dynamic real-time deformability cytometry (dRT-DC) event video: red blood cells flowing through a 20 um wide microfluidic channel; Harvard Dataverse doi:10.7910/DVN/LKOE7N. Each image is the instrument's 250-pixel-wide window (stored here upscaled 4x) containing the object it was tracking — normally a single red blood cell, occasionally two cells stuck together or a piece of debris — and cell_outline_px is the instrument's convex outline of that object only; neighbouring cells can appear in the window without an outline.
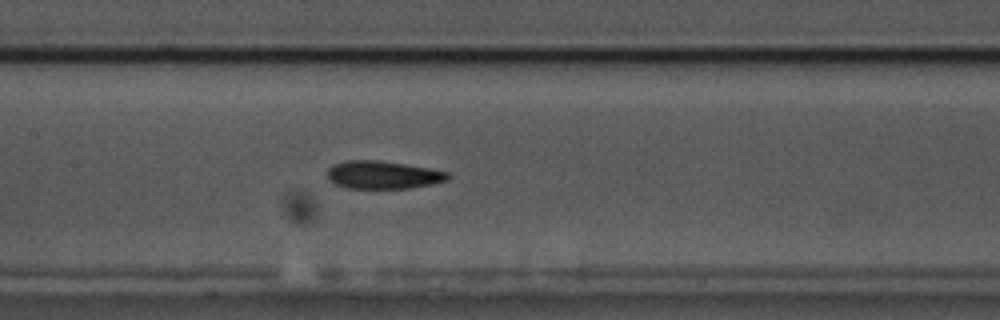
{"species": "common noctule bat (a hibernating species)", "species_latin": "Nyctalus noctula", "temperature_condition": "cold", "stored_images_in_passage": 53, "camera_frame_rate_fps": 3000, "um_per_image_px": 0.085, "animal": {"sex": "male", "body_mass_g": 17.5, "forearm_length_mm": 52.3}, "frame": {"image": 1, "passage_image": 23, "time_ms": 7.333, "image_size_px": [1000, 320], "cell_outline_px": [[448, 180], [432, 184], [408, 188], [348, 188], [336, 184], [328, 180], [328, 168], [332, 164], [344, 160], [376, 160], [404, 164], [428, 168], [448, 172]], "centroid_in_image_um": [32.51, 14.86], "position_along_channel_um": 174.9, "area_um2": 19.48}}
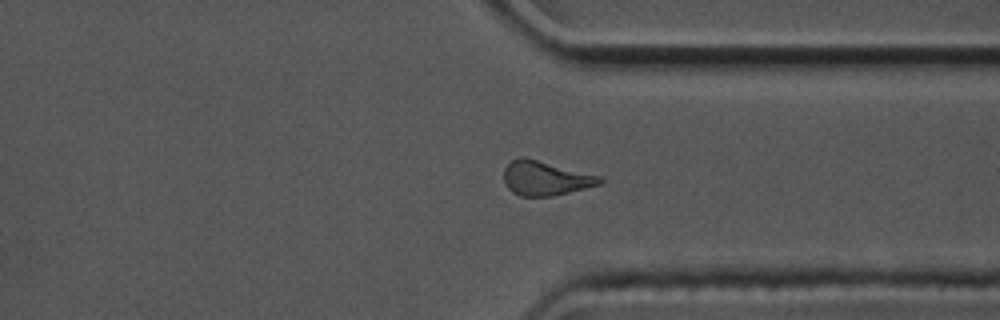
{"frame": {"image": 2, "passage_image": 39, "time_ms": 12.667, "image_size_px": [1000, 320], "cell_outline_px": [[604, 180], [600, 184], [552, 196], [520, 196], [512, 192], [504, 184], [504, 168], [512, 160], [520, 156], [524, 156], [600, 176]], "centroid_in_image_um": [46.32, 15.14], "position_along_channel_um": 365.1, "area_um2": 19.13}}
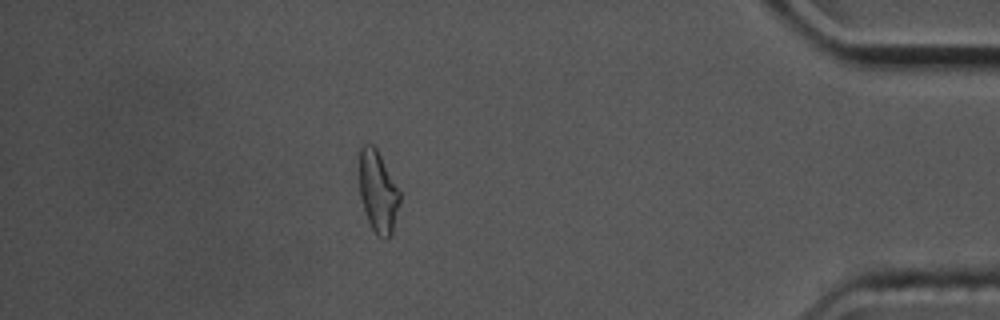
{"frame": {"image": 3, "passage_image": 46, "time_ms": 15.0, "image_size_px": [1000, 320], "cell_outline_px": [[400, 204], [392, 236], [388, 240], [384, 240], [376, 236], [368, 220], [360, 196], [360, 148], [364, 144], [372, 144], [376, 148], [400, 188]], "centroid_in_image_um": [32.17, 16.35], "position_along_channel_um": 403.0, "area_um2": 19.59}, "authors_computed_cell_mechanics": {"area_um2": 19.4208, "velocity_mm_per_s": 3.5709, "shape_relaxation_time_tau1_ms": 4.7867, "shape_relaxation_time_tau2_ms": null, "deformation_change_tau1": 0.1288, "deformation_change_tau2": null}}